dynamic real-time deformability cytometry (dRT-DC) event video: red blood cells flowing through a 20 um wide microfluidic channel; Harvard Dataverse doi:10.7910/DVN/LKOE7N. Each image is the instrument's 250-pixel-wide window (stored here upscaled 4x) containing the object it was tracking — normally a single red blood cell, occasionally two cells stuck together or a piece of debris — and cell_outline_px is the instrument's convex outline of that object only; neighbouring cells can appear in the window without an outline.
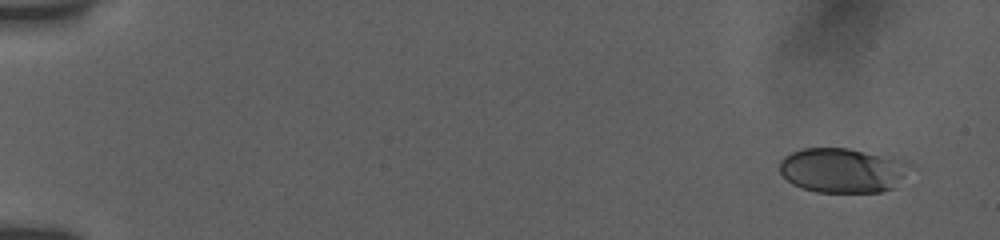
{"species": "human", "species_latin": "Homo sapiens", "temperature_condition": "room temperature", "stored_images_in_passage": 52, "camera_frame_rate_fps": 3000, "um_per_image_px": 0.085, "donor": {"sex": "female"}, "frame": {"image": 1, "passage_image": 1, "time_ms": 0.0, "image_size_px": [1000, 240], "cell_outline_px": [[912, 164], [892, 188], [880, 192], [816, 192], [792, 184], [780, 172], [780, 160], [784, 156], [792, 152], [804, 148], [848, 148], [904, 160]], "centroid_in_image_um": [71.57, 14.47], "position_along_channel_um": 13.4, "area_um2": 33.52}}
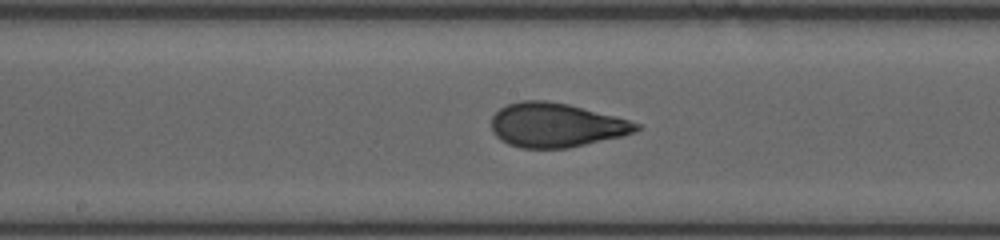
{"frame": {"image": 2, "passage_image": 28, "time_ms": 9.0, "image_size_px": [1000, 240], "cell_outline_px": [[640, 128], [636, 132], [620, 136], [568, 148], [520, 148], [508, 144], [500, 140], [492, 132], [492, 116], [500, 108], [508, 104], [520, 100], [544, 100], [568, 104], [628, 120], [640, 124]], "centroid_in_image_um": [47.21, 10.63], "position_along_channel_um": 201.0, "area_um2": 37.05}}
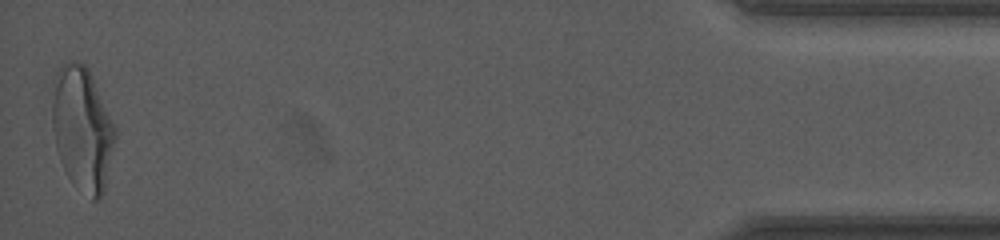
{"frame": {"image": 3, "passage_image": 52, "time_ms": 17.0, "image_size_px": [1000, 240], "cell_outline_px": [[116, 136], [104, 192], [100, 200], [92, 200], [68, 176], [60, 160], [56, 148], [52, 128], [52, 80], [56, 72], [68, 60], [84, 64], [88, 68], [92, 76], [116, 128]], "centroid_in_image_um": [6.98, 10.92], "position_along_channel_um": 428.2, "area_um2": 45.43}, "authors_computed_cell_mechanics": {"area_um2": 36.5007, "velocity_mm_per_s": 3.8366, "shape_relaxation_time_tau1_ms": 4.3897, "shape_relaxation_time_tau2_ms": 0.7734, "deformation_change_tau1": 0.1659, "deformation_change_tau2": 0.0718}}